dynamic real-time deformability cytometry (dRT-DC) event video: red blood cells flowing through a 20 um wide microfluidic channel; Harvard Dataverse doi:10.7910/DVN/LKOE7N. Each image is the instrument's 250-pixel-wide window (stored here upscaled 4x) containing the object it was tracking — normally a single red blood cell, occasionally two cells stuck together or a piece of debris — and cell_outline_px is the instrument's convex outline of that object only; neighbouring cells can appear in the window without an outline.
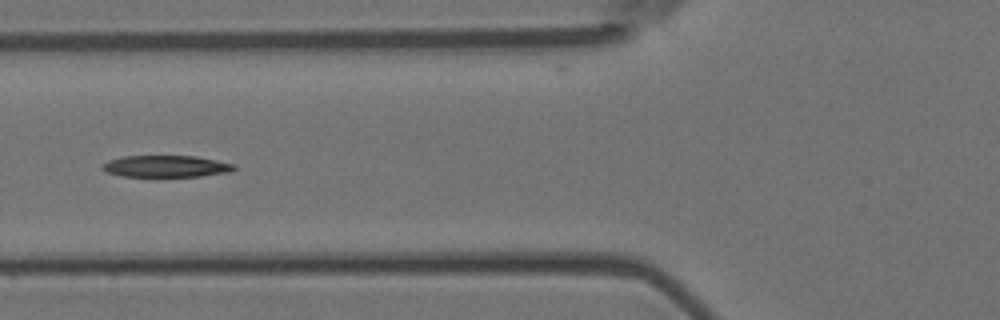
{"species": "Egyptian fruit bat (a non-hibernating species)", "species_latin": "Rousettus aegyptiacus", "temperature_condition": "room temperature", "stored_images_in_passage": 9, "camera_frame_rate_fps": 3000, "um_per_image_px": 0.085, "animal": {"sex": "female"}, "frame": {"image": 1, "passage_image": 6, "time_ms": 1.667, "image_size_px": [1000, 320], "cell_outline_px": [[236, 168], [228, 172], [200, 176], [120, 176], [108, 172], [100, 168], [108, 160], [120, 156], [196, 156], [236, 164]], "centroid_in_image_um": [14.1, 14.12], "position_along_channel_um": 111.7, "area_um2": 16.59}}
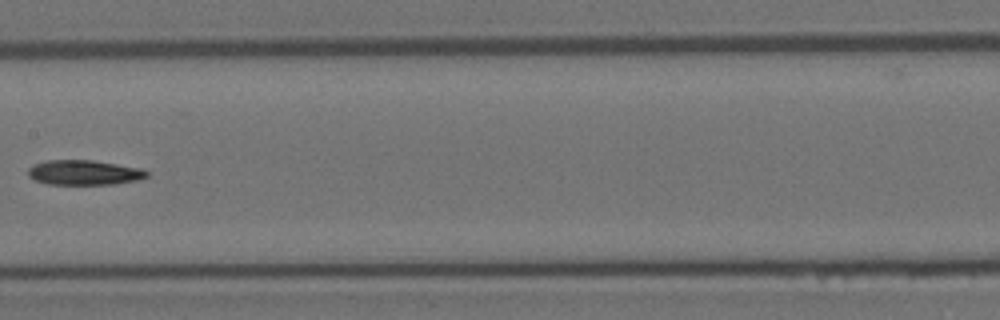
{"frame": {"image": 2, "passage_image": 8, "time_ms": 2.333, "image_size_px": [1000, 320], "cell_outline_px": [[148, 176], [136, 180], [112, 184], [48, 184], [32, 180], [28, 176], [28, 168], [32, 164], [44, 160], [92, 160], [140, 168], [148, 172]], "centroid_in_image_um": [7.07, 14.66], "position_along_channel_um": 200.3, "area_um2": 17.22}}
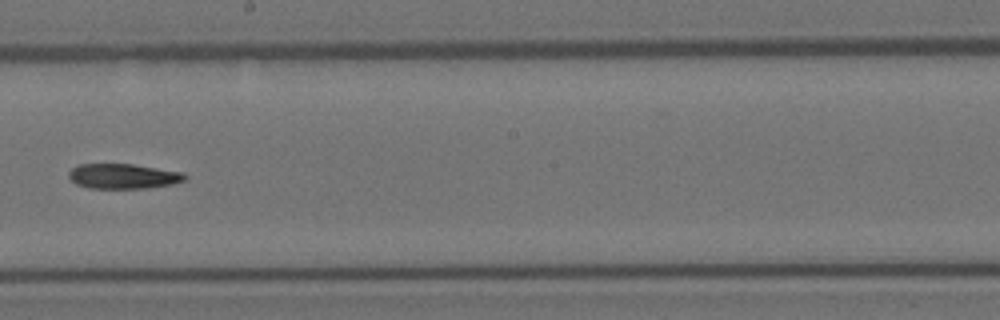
{"frame": {"image": 3, "passage_image": 9, "time_ms": 2.667, "image_size_px": [1000, 320], "cell_outline_px": [[188, 176], [184, 180], [172, 184], [148, 188], [88, 188], [76, 184], [68, 176], [68, 172], [72, 168], [80, 164], [132, 164], [180, 172]], "centroid_in_image_um": [10.44, 14.98], "position_along_channel_um": 237.8, "area_um2": 16.76}}